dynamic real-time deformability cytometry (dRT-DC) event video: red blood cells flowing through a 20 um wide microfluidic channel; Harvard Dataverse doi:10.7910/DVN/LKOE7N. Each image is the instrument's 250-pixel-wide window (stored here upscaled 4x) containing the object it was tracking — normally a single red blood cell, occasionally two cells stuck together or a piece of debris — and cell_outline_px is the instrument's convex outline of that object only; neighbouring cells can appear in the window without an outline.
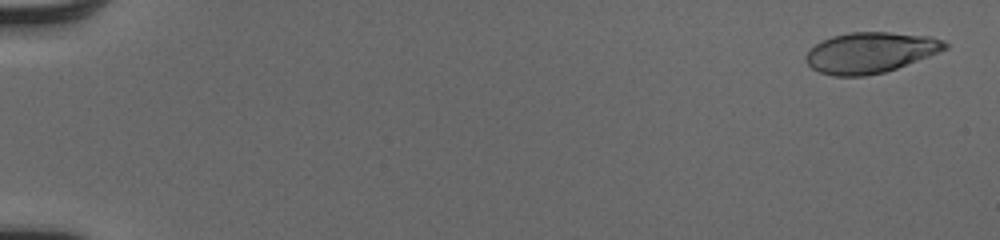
{"species": "human", "species_latin": "Homo sapiens", "temperature_condition": "cold", "stored_images_in_passage": 52, "camera_frame_rate_fps": 3000, "um_per_image_px": 0.085, "donor": {"sex": "male"}, "frame": {"image": 1, "passage_image": 2, "time_ms": 0.333, "image_size_px": [1000, 240], "cell_outline_px": [[948, 48], [928, 56], [896, 68], [884, 72], [864, 76], [832, 76], [820, 72], [812, 68], [804, 60], [804, 56], [816, 44], [832, 36], [848, 32], [888, 32], [932, 36], [944, 40], [948, 44]], "centroid_in_image_um": [73.97, 4.46], "position_along_channel_um": 11.0, "area_um2": 32.89}}
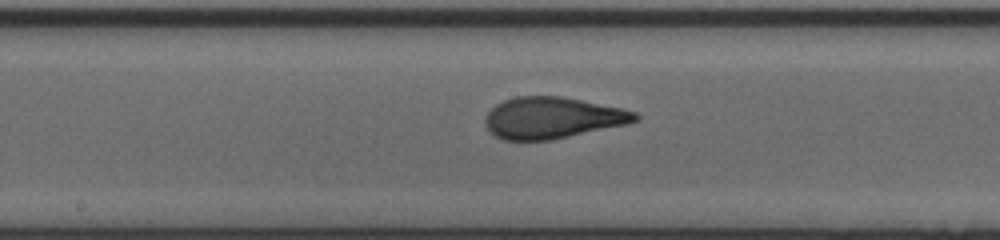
{"frame": {"image": 2, "passage_image": 29, "time_ms": 9.333, "image_size_px": [1000, 240], "cell_outline_px": [[640, 120], [628, 124], [552, 140], [504, 140], [488, 132], [484, 124], [484, 116], [496, 104], [504, 100], [516, 96], [564, 96], [624, 108], [636, 112], [640, 116]], "centroid_in_image_um": [46.97, 10.01], "position_along_channel_um": 201.2, "area_um2": 36.76}}
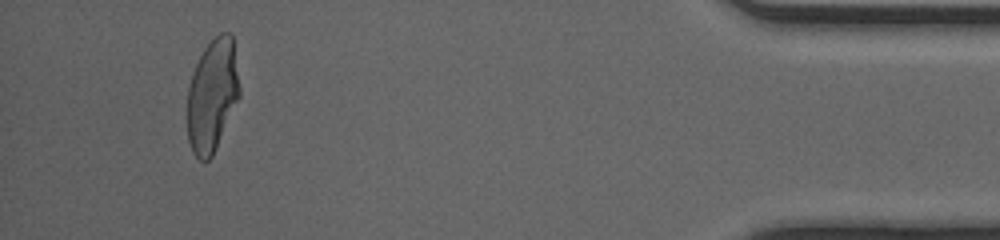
{"frame": {"image": 3, "passage_image": 49, "time_ms": 16.0, "image_size_px": [1000, 240], "cell_outline_px": [[240, 96], [212, 156], [208, 160], [200, 160], [192, 152], [188, 140], [188, 84], [192, 72], [204, 48], [220, 32], [228, 32], [232, 36], [240, 88]], "centroid_in_image_um": [18.04, 8.1], "position_along_channel_um": 417.2, "area_um2": 34.04}, "authors_computed_cell_mechanics": {"area_um2": 35.5759, "velocity_mm_per_s": 4.1147, "shape_relaxation_time_tau1_ms": 4.5549, "shape_relaxation_time_tau2_ms": null, "deformation_change_tau1": 0.2074, "deformation_change_tau2": null}}